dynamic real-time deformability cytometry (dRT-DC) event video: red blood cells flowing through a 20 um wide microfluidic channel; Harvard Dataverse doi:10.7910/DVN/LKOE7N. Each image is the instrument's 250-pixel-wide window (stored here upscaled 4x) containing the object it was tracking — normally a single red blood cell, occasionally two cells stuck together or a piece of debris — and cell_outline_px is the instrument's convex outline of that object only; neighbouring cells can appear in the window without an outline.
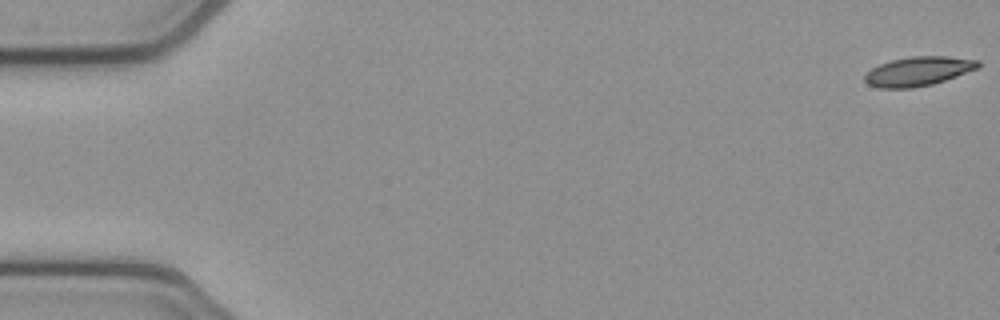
{"species": "common noctule bat (a hibernating species)", "species_latin": "Nyctalus noctula", "temperature_condition": "cold", "stored_images_in_passage": 4, "segment_of_instrument_passage": [2, 2], "camera_frame_rate_fps": 3000, "um_per_image_px": 0.085, "animal": {"sex": "female", "body_mass_g": 21.9}, "frame": {"image": 1, "passage_image": 4, "time_ms": 1.0, "image_size_px": [1000, 320], "cell_outline_px": [[980, 68], [932, 84], [912, 88], [880, 88], [868, 84], [864, 80], [864, 76], [872, 68], [880, 64], [892, 60], [912, 56], [948, 56], [980, 60]], "centroid_in_image_um": [78.08, 6.05], "position_along_channel_um": 6.9, "area_um2": 19.25}}